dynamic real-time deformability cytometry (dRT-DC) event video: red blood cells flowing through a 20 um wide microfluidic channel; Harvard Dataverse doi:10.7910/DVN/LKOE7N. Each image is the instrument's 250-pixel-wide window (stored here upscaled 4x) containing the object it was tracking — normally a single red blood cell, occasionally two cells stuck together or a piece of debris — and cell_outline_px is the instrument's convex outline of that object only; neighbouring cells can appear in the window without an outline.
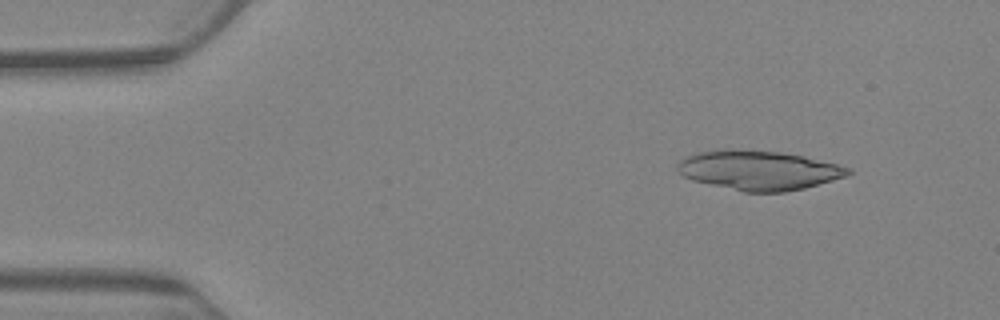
{"species": "Egyptian fruit bat (a non-hibernating species)", "species_latin": "Rousettus aegyptiacus", "temperature_condition": "warm", "stored_images_in_passage": 9, "camera_frame_rate_fps": 3000, "um_per_image_px": 0.085, "animal": {"sex": "female"}, "frame": {"image": 1, "passage_image": 2, "time_ms": 1.333, "image_size_px": [1000, 320], "cell_outline_px": [[852, 172], [844, 176], [804, 188], [784, 192], [744, 192], [692, 180], [684, 176], [676, 168], [680, 160], [688, 156], [700, 152], [780, 152], [800, 156], [836, 164], [852, 168]], "centroid_in_image_um": [64.52, 14.52], "position_along_channel_um": 20.5, "area_um2": 37.57}}